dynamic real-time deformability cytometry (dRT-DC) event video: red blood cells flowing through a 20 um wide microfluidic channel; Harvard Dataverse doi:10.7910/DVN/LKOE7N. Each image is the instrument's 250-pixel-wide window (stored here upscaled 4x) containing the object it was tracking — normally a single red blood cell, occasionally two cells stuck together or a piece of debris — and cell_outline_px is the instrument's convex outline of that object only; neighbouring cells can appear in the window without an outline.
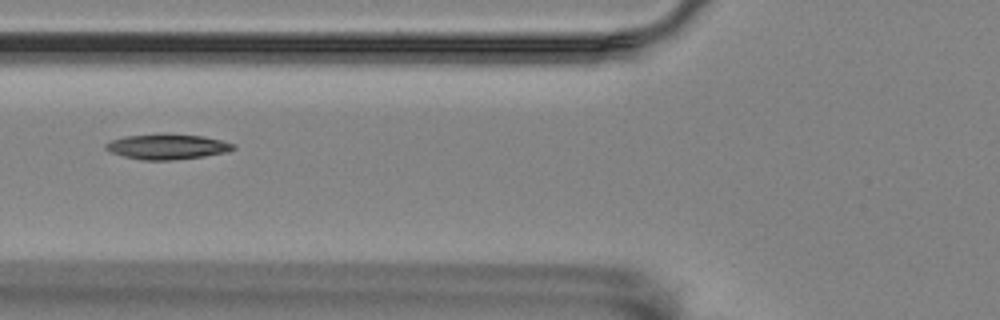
{"species": "Egyptian fruit bat (a non-hibernating species)", "species_latin": "Rousettus aegyptiacus", "temperature_condition": "room temperature", "stored_images_in_passage": 15, "camera_frame_rate_fps": 3000, "um_per_image_px": 0.085, "animal": {"sex": "female"}, "frame": {"image": 1, "passage_image": 5, "time_ms": 1.333, "image_size_px": [1000, 320], "cell_outline_px": [[236, 148], [228, 152], [204, 156], [172, 160], [140, 160], [124, 156], [112, 152], [104, 148], [104, 144], [112, 140], [124, 136], [160, 132], [204, 136], [236, 144]], "centroid_in_image_um": [14.22, 12.44], "position_along_channel_um": 111.6, "area_um2": 19.19}}
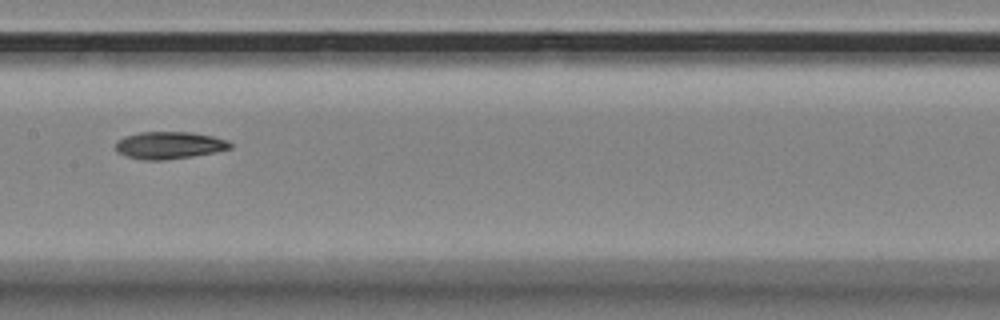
{"frame": {"image": 2, "passage_image": 12, "time_ms": 3.667, "image_size_px": [1000, 320], "cell_outline_px": [[232, 148], [216, 152], [192, 156], [164, 160], [144, 160], [128, 156], [116, 152], [116, 140], [124, 136], [140, 132], [192, 132], [212, 136], [228, 140], [232, 144]], "centroid_in_image_um": [14.39, 12.34], "position_along_channel_um": 193.0, "area_um2": 18.26}}
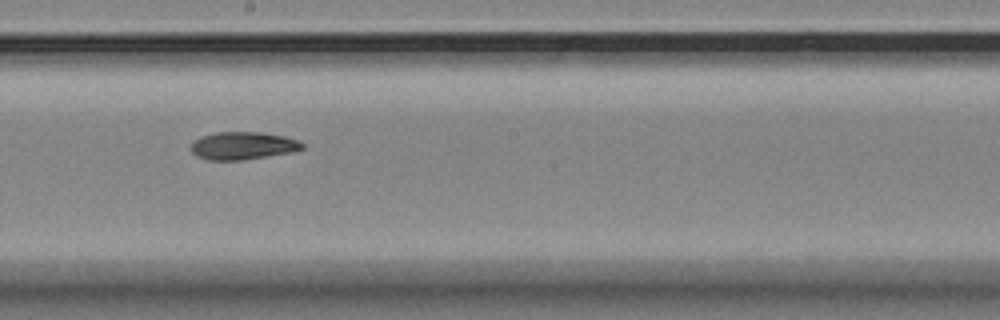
{"frame": {"image": 3, "passage_image": 15, "time_ms": 4.667, "image_size_px": [1000, 320], "cell_outline_px": [[304, 148], [292, 152], [240, 160], [208, 160], [196, 156], [192, 152], [192, 140], [200, 136], [216, 132], [260, 132], [284, 136], [296, 140], [304, 144]], "centroid_in_image_um": [20.61, 12.38], "position_along_channel_um": 227.6, "area_um2": 17.92}}